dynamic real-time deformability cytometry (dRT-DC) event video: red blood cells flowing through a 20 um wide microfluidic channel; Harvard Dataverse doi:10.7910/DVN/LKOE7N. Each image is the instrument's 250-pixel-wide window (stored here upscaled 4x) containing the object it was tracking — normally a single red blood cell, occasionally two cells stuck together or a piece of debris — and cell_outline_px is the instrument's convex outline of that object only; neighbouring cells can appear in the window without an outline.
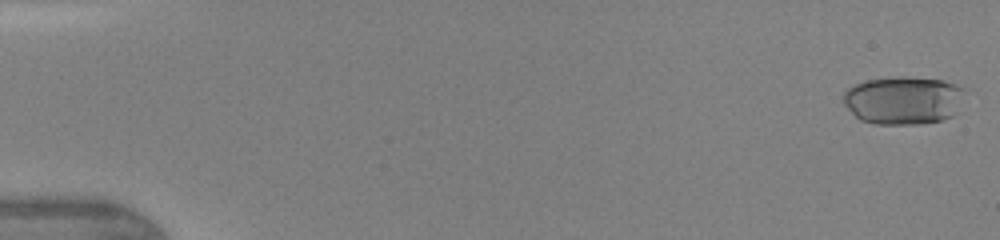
{"species": "human", "species_latin": "Homo sapiens", "temperature_condition": "warm", "stored_images_in_passage": 47, "camera_frame_rate_fps": 3000, "um_per_image_px": 0.085, "donor": {"sex": "female"}, "frame": {"image": 1, "passage_image": 1, "time_ms": 0.0, "image_size_px": [1000, 240], "cell_outline_px": [[968, 88], [956, 112], [952, 116], [940, 120], [920, 124], [876, 124], [860, 120], [844, 104], [844, 92], [848, 88], [856, 84], [868, 80], [900, 76], [904, 76], [940, 80], [956, 84]], "centroid_in_image_um": [76.83, 8.52], "position_along_channel_um": 8.2, "area_um2": 34.16}}
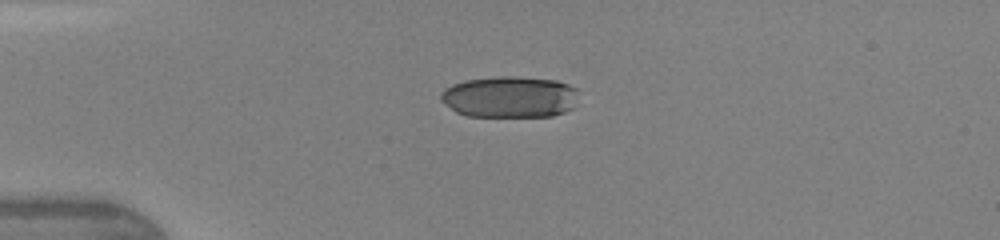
{"frame": {"image": 2, "passage_image": 12, "time_ms": 3.667, "image_size_px": [1000, 240], "cell_outline_px": [[576, 88], [572, 108], [564, 112], [552, 116], [468, 116], [456, 112], [440, 100], [440, 92], [444, 88], [452, 84], [468, 80], [496, 76], [512, 76], [556, 80], [568, 84]], "centroid_in_image_um": [43.27, 8.23], "position_along_channel_um": 41.7, "area_um2": 33.12}}
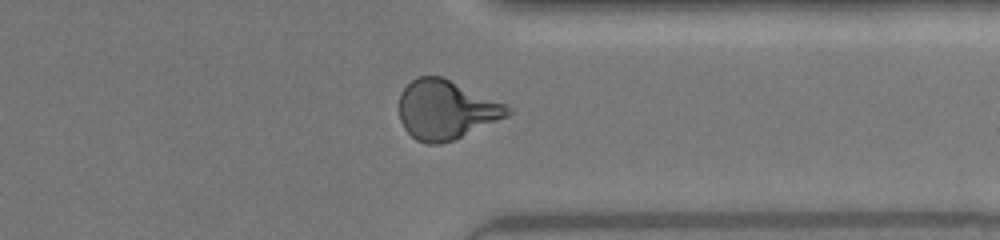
{"frame": {"image": 3, "passage_image": 37, "time_ms": 12.0, "image_size_px": [1000, 240], "cell_outline_px": [[512, 112], [508, 116], [452, 140], [440, 144], [428, 144], [416, 140], [404, 128], [400, 120], [400, 92], [416, 76], [444, 76], [504, 104], [512, 108]], "centroid_in_image_um": [37.89, 9.31], "position_along_channel_um": 373.5, "area_um2": 37.17}, "authors_computed_cell_mechanics": {"area_um2": 36.3562, "velocity_mm_per_s": 4.39, "shape_relaxation_time_tau1_ms": 5.0411, "shape_relaxation_time_tau2_ms": 0.6473, "deformation_change_tau1": 0.2106, "deformation_change_tau2": 0.0713}}